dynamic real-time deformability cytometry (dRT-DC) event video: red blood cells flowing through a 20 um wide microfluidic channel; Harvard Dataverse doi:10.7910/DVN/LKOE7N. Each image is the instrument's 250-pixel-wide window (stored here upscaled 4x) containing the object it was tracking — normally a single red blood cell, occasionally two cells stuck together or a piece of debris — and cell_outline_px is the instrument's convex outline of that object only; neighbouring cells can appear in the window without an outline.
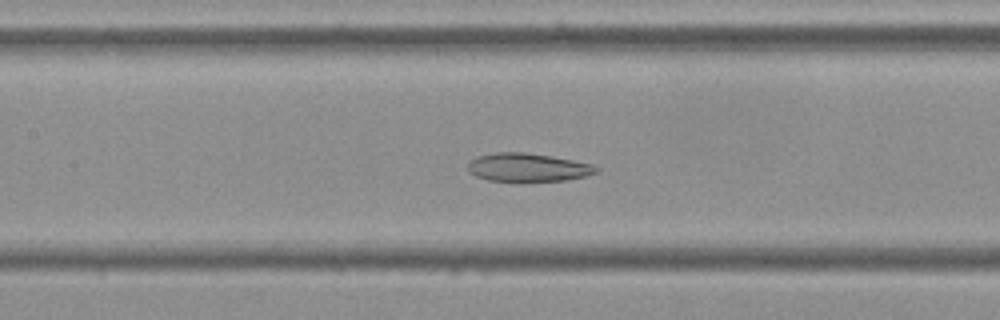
{"species": "Egyptian fruit bat (a non-hibernating species)", "species_latin": "Rousettus aegyptiacus", "temperature_condition": "cold", "stored_images_in_passage": 55, "camera_frame_rate_fps": 3000, "um_per_image_px": 0.085, "frame": {"image": 1, "passage_image": 25, "time_ms": 8.0, "image_size_px": [1000, 320], "cell_outline_px": [[600, 168], [596, 172], [584, 176], [568, 180], [488, 180], [476, 176], [468, 172], [468, 160], [476, 156], [496, 152], [524, 152], [552, 156], [592, 164]], "centroid_in_image_um": [44.82, 14.2], "position_along_channel_um": 162.6, "area_um2": 20.98}}
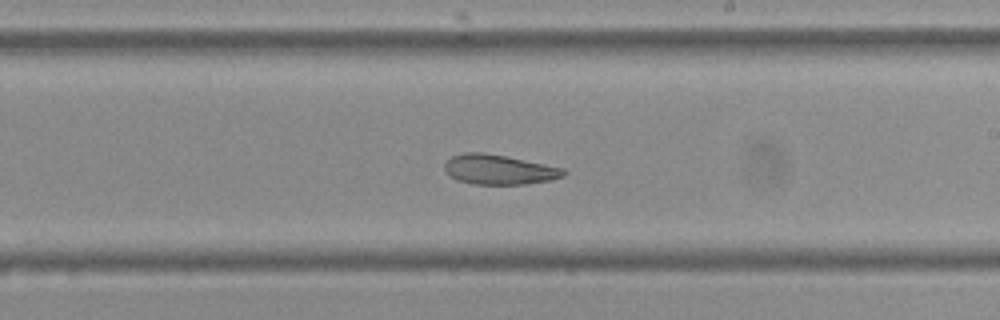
{"frame": {"image": 2, "passage_image": 32, "time_ms": 10.333, "image_size_px": [1000, 320], "cell_outline_px": [[568, 172], [564, 176], [552, 180], [524, 184], [476, 184], [456, 180], [448, 176], [444, 172], [444, 164], [452, 156], [464, 152], [484, 152], [564, 168]], "centroid_in_image_um": [42.39, 14.42], "position_along_channel_um": 246.6, "area_um2": 20.75}}
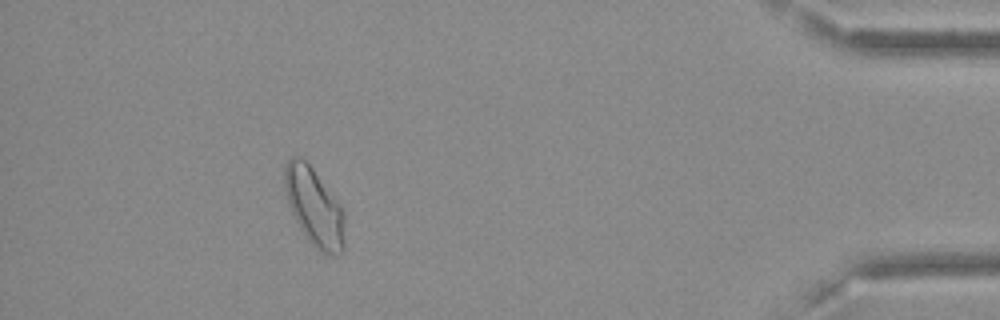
{"frame": {"image": 3, "passage_image": 50, "time_ms": 16.333, "image_size_px": [1000, 320], "cell_outline_px": [[344, 248], [336, 256], [320, 252], [304, 236], [288, 204], [284, 184], [284, 168], [288, 160], [292, 156], [300, 156], [312, 168], [340, 204], [344, 212]], "centroid_in_image_um": [26.71, 17.61], "position_along_channel_um": 408.5, "area_um2": 27.17}, "authors_computed_cell_mechanics": {"area_um2": 25.143, "velocity_mm_per_s": 3.6131, "shape_relaxation_time_tau1_ms": null, "shape_relaxation_time_tau2_ms": 2.5486, "deformation_change_tau1": null, "deformation_change_tau2": 0.0936}}